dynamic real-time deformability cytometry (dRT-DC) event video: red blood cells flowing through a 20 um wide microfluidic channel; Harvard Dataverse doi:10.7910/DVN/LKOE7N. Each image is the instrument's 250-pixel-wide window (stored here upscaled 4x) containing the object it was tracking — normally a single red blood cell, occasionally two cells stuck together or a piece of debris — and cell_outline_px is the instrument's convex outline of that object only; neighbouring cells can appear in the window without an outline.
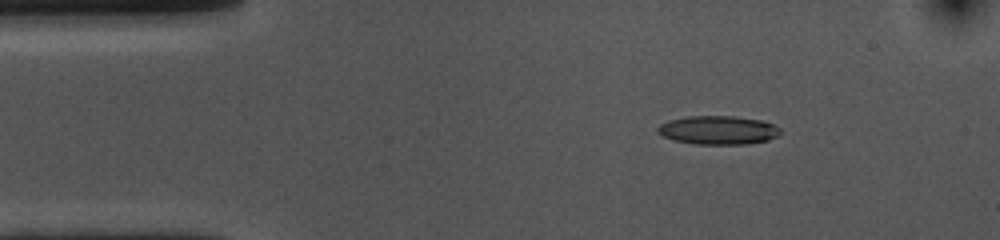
{"species": "common noctule bat (a hibernating species)", "species_latin": "Nyctalus noctula", "temperature_condition": "cold", "stored_images_in_passage": 48, "camera_frame_rate_fps": 3000, "um_per_image_px": 0.085, "animal": {"sex": "female", "body_mass_g": 10.0, "forearm_length_mm": 53.1}, "frame": {"image": 1, "passage_image": 1, "time_ms": 0.0, "image_size_px": [1000, 240], "cell_outline_px": [[780, 132], [776, 136], [768, 140], [744, 144], [696, 144], [672, 140], [656, 132], [656, 128], [660, 124], [668, 120], [688, 116], [732, 116], [764, 120], [780, 128]], "centroid_in_image_um": [61.01, 11.05], "position_along_channel_um": 24.0, "area_um2": 20.52}}
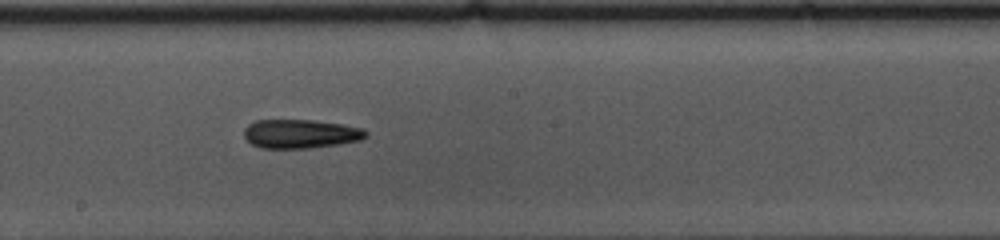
{"frame": {"image": 2, "passage_image": 22, "time_ms": 7.0, "image_size_px": [1000, 240], "cell_outline_px": [[368, 136], [360, 140], [312, 148], [260, 148], [252, 144], [244, 136], [244, 128], [248, 124], [256, 120], [312, 120], [344, 124], [364, 128], [368, 132]], "centroid_in_image_um": [25.56, 11.37], "position_along_channel_um": 222.6, "area_um2": 20.63}}
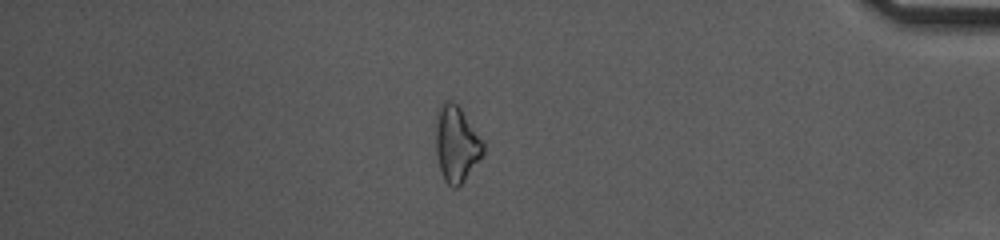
{"frame": {"image": 3, "passage_image": 40, "time_ms": 13.0, "image_size_px": [1000, 240], "cell_outline_px": [[484, 152], [464, 180], [456, 188], [452, 188], [444, 180], [440, 172], [436, 156], [436, 124], [440, 104], [444, 100], [452, 100], [460, 104], [484, 144]], "centroid_in_image_um": [38.78, 12.2], "position_along_channel_um": 396.4, "area_um2": 21.1}, "authors_computed_cell_mechanics": {"area_um2": 20.5768, "velocity_mm_per_s": 3.5675, "shape_relaxation_time_tau1_ms": 10.2082, "shape_relaxation_time_tau2_ms": null, "deformation_change_tau1": 0.1894, "deformation_change_tau2": null}}